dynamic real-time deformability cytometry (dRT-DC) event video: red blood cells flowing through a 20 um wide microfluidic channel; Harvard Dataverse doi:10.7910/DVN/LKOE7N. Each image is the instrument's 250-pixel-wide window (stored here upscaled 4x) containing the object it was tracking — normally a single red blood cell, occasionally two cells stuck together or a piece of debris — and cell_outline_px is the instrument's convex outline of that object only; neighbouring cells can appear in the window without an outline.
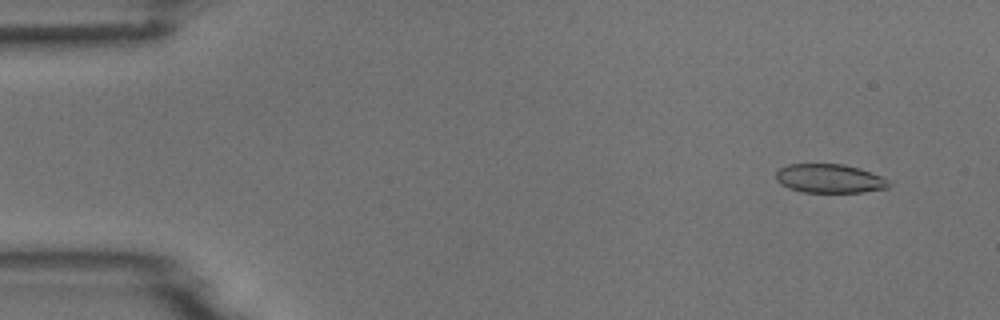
{"species": "common noctule bat (a hibernating species)", "species_latin": "Nyctalus noctula", "temperature_condition": "room temperature", "stored_images_in_passage": 5, "camera_frame_rate_fps": 3000, "um_per_image_px": 0.085, "animal": {"sex": "male", "body_mass_g": 18.8}, "frame": {"image": 1, "passage_image": 2, "time_ms": 1.0, "image_size_px": [1000, 320], "cell_outline_px": [[892, 184], [888, 188], [864, 192], [804, 192], [788, 188], [780, 184], [776, 180], [776, 172], [780, 168], [788, 164], [844, 164], [860, 168], [880, 176], [888, 180]], "centroid_in_image_um": [70.51, 15.17], "position_along_channel_um": 14.5, "area_um2": 19.07}}